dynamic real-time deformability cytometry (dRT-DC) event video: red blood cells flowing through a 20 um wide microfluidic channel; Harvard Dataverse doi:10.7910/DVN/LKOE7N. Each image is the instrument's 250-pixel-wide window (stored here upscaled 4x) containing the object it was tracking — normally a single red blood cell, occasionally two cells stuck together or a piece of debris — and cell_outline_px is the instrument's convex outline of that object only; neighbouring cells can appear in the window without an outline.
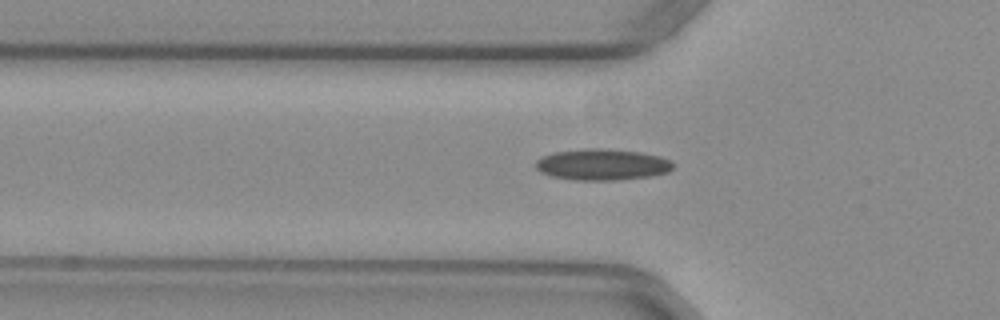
{"species": "common noctule bat (a hibernating species)", "species_latin": "Nyctalus noctula", "temperature_condition": "warm", "stored_images_in_passage": 50, "camera_frame_rate_fps": 3000, "um_per_image_px": 0.085, "animal": {"sex": "female", "body_mass_g": 29.2, "forearm_length_mm": 56.3}, "frame": {"image": 1, "passage_image": 17, "time_ms": 5.333, "image_size_px": [1000, 320], "cell_outline_px": [[672, 168], [668, 172], [652, 176], [616, 180], [576, 180], [552, 176], [540, 172], [536, 168], [536, 160], [544, 156], [556, 152], [592, 148], [600, 148], [640, 152], [660, 156], [668, 160], [672, 164]], "centroid_in_image_um": [51.19, 13.99], "position_along_channel_um": 74.6, "area_um2": 24.74}}
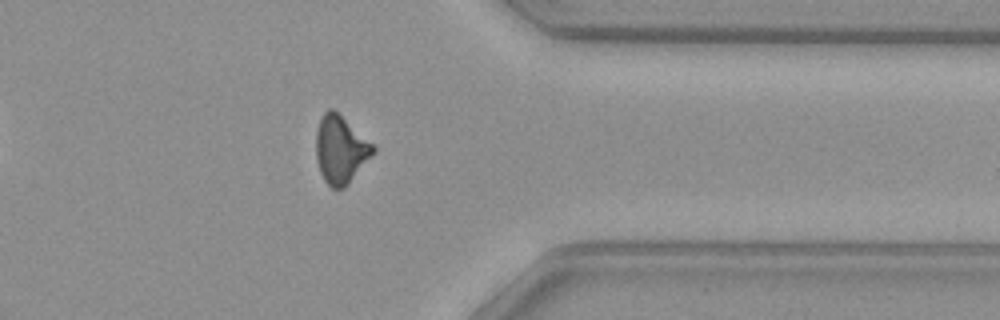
{"frame": {"image": 2, "passage_image": 41, "time_ms": 13.333, "image_size_px": [1000, 320], "cell_outline_px": [[376, 152], [348, 184], [344, 188], [332, 188], [324, 180], [320, 172], [316, 160], [316, 132], [320, 120], [324, 112], [328, 108], [332, 108], [372, 144], [376, 148]], "centroid_in_image_um": [28.94, 12.74], "position_along_channel_um": 382.5, "area_um2": 22.25}}
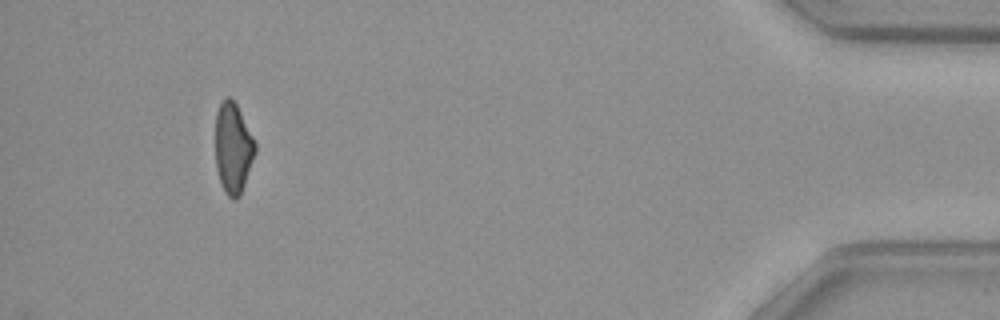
{"frame": {"image": 3, "passage_image": 48, "time_ms": 15.667, "image_size_px": [1000, 320], "cell_outline_px": [[256, 152], [240, 196], [236, 200], [232, 200], [224, 192], [216, 168], [216, 112], [224, 96], [228, 96], [236, 104], [256, 144]], "centroid_in_image_um": [19.8, 12.61], "position_along_channel_um": 415.4, "area_um2": 20.87}}